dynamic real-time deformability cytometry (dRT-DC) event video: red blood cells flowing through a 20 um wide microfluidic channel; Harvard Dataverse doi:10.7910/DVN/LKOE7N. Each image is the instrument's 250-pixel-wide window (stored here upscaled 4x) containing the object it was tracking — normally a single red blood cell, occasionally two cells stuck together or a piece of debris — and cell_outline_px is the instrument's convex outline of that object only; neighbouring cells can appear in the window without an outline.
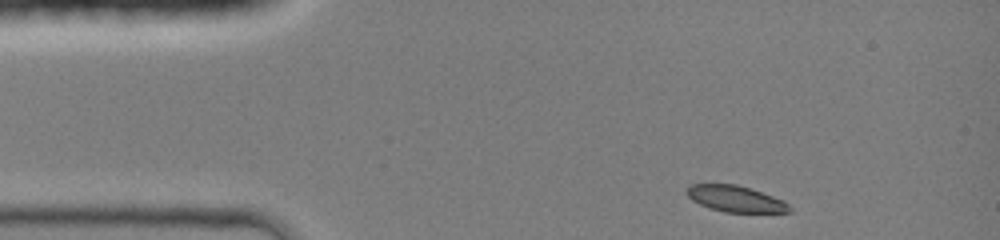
{"species": "common noctule bat (a hibernating species)", "species_latin": "Nyctalus noctula", "temperature_condition": "room temperature", "stored_images_in_passage": 36, "camera_frame_rate_fps": 3000, "um_per_image_px": 0.085, "animal": {"sex": "female", "body_mass_g": 19.0, "forearm_length_mm": 51.5}, "frame": {"image": 1, "passage_image": 1, "time_ms": 0.0, "image_size_px": [1000, 240], "cell_outline_px": [[792, 212], [724, 212], [700, 204], [692, 200], [688, 196], [688, 184], [736, 184], [784, 200], [792, 208]], "centroid_in_image_um": [62.54, 16.9], "position_along_channel_um": 22.5, "area_um2": 15.43}}
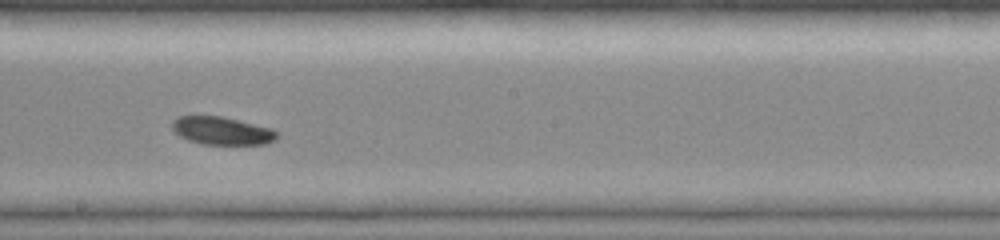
{"frame": {"image": 2, "passage_image": 20, "time_ms": 6.333, "image_size_px": [1000, 240], "cell_outline_px": [[276, 140], [264, 144], [200, 144], [188, 140], [180, 136], [172, 128], [172, 120], [180, 116], [220, 116], [272, 128], [276, 132]], "centroid_in_image_um": [18.84, 11.12], "position_along_channel_um": 229.4, "area_um2": 16.88}}
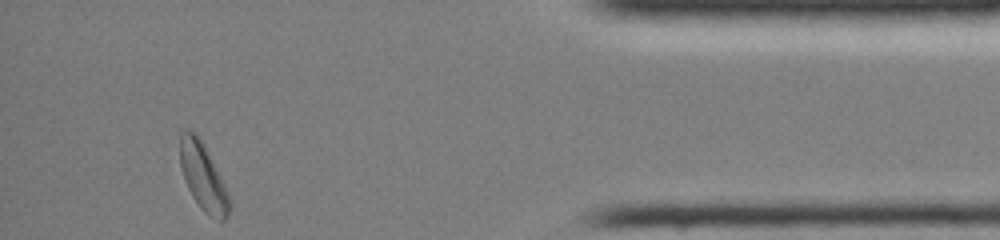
{"frame": {"image": 3, "passage_image": 36, "time_ms": 11.667, "image_size_px": [1000, 240], "cell_outline_px": [[232, 208], [228, 216], [224, 220], [220, 220], [204, 212], [192, 196], [188, 188], [180, 164], [180, 132], [184, 128], [196, 132], [200, 136], [232, 200]], "centroid_in_image_um": [17.28, 15.01], "position_along_channel_um": 417.9, "area_um2": 19.42}, "authors_computed_cell_mechanics": {"area_um2": 17.629, "velocity_mm_per_s": 4.248, "shape_relaxation_time_tau1_ms": 3.6824, "shape_relaxation_time_tau2_ms": null, "deformation_change_tau1": 0.0639, "deformation_change_tau2": null}}